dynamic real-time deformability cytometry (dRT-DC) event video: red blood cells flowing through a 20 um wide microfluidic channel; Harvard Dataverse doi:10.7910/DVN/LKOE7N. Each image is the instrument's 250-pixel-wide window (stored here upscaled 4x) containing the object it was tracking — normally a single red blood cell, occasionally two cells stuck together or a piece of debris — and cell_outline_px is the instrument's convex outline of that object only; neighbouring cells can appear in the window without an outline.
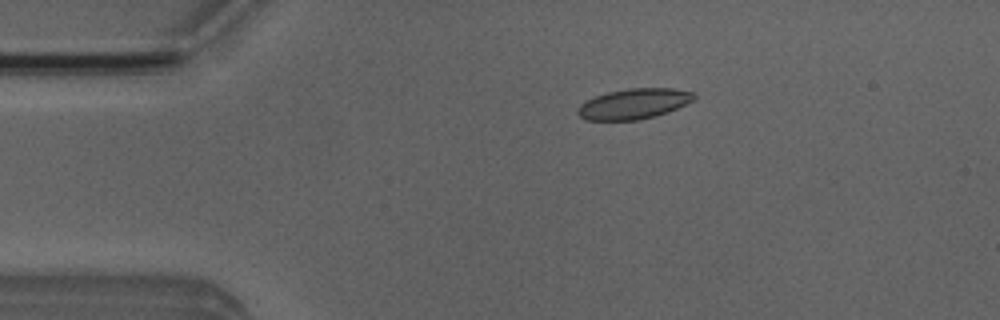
{"species": "Egyptian fruit bat (a non-hibernating species)", "species_latin": "Rousettus aegyptiacus", "temperature_condition": "room temperature", "stored_images_in_passage": 4, "camera_frame_rate_fps": 3000, "um_per_image_px": 0.085, "animal": {"sex": "male"}, "frame": {"image": 1, "passage_image": 3, "time_ms": 2.0, "image_size_px": [1000, 320], "cell_outline_px": [[696, 100], [668, 112], [656, 116], [640, 120], [584, 120], [576, 112], [576, 108], [580, 104], [596, 96], [608, 92], [628, 88], [672, 88], [696, 92]], "centroid_in_image_um": [53.91, 8.82], "position_along_channel_um": 31.1, "area_um2": 20.87}}